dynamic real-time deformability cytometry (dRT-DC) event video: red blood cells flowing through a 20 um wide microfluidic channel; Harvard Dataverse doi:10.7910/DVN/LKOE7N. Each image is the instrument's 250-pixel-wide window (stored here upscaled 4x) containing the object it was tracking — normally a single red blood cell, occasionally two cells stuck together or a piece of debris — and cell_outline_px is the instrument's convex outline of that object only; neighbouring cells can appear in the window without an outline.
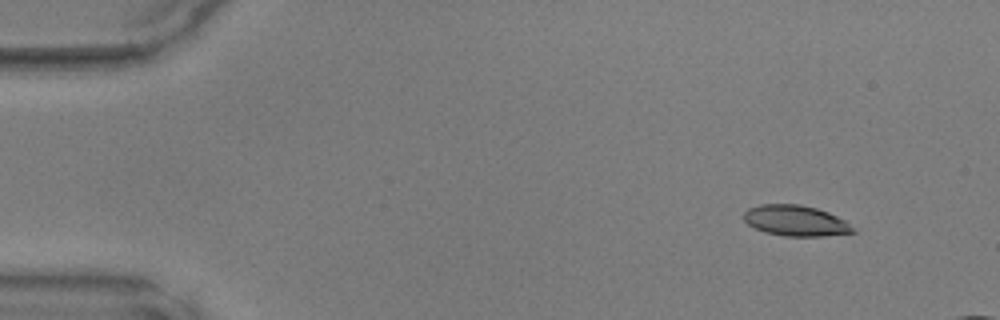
{"species": "common noctule bat (a hibernating species)", "species_latin": "Nyctalus noctula", "temperature_condition": "warm", "stored_images_in_passage": 10, "camera_frame_rate_fps": 3000, "um_per_image_px": 0.085, "animal": {"sex": "male", "body_mass_g": 17.9, "forearm_length_mm": 54.2}, "frame": {"image": 1, "passage_image": 1, "time_ms": 0.0, "image_size_px": [1000, 320], "cell_outline_px": [[856, 232], [824, 236], [784, 236], [764, 232], [748, 224], [744, 220], [744, 212], [748, 208], [760, 204], [800, 204], [816, 208], [828, 212], [844, 220]], "centroid_in_image_um": [67.59, 18.75], "position_along_channel_um": 17.4, "area_um2": 19.42}}